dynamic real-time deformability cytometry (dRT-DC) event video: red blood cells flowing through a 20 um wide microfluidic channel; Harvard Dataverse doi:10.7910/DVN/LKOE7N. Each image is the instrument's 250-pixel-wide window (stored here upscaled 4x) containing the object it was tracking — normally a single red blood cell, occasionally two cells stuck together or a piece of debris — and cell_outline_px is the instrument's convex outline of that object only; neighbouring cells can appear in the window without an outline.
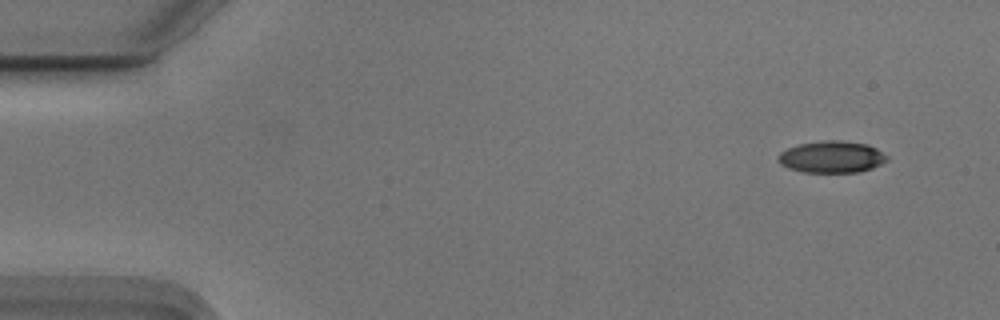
{"species": "Egyptian fruit bat (a non-hibernating species)", "species_latin": "Rousettus aegyptiacus", "temperature_condition": "cold", "stored_images_in_passage": 52, "camera_frame_rate_fps": 3000, "um_per_image_px": 0.085, "animal": {"sex": "male"}, "frame": {"image": 1, "passage_image": 1, "time_ms": 0.0, "image_size_px": [1000, 320], "cell_outline_px": [[888, 160], [872, 168], [860, 172], [800, 172], [788, 168], [780, 164], [776, 160], [776, 156], [780, 152], [788, 148], [800, 144], [824, 140], [840, 140], [868, 144], [876, 148], [888, 156]], "centroid_in_image_um": [70.67, 13.34], "position_along_channel_um": 14.3, "area_um2": 20.35}}
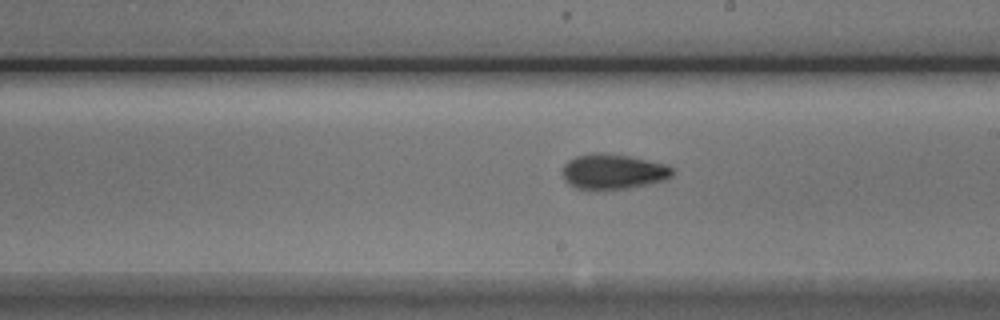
{"frame": {"image": 2, "passage_image": 28, "time_ms": 9.0, "image_size_px": [1000, 320], "cell_outline_px": [[672, 176], [664, 180], [648, 184], [628, 188], [604, 192], [576, 188], [568, 184], [564, 180], [560, 172], [564, 164], [568, 160], [576, 156], [596, 152], [600, 152], [628, 156], [664, 164], [672, 168]], "centroid_in_image_um": [52.03, 14.62], "position_along_channel_um": 237.0, "area_um2": 23.0}}
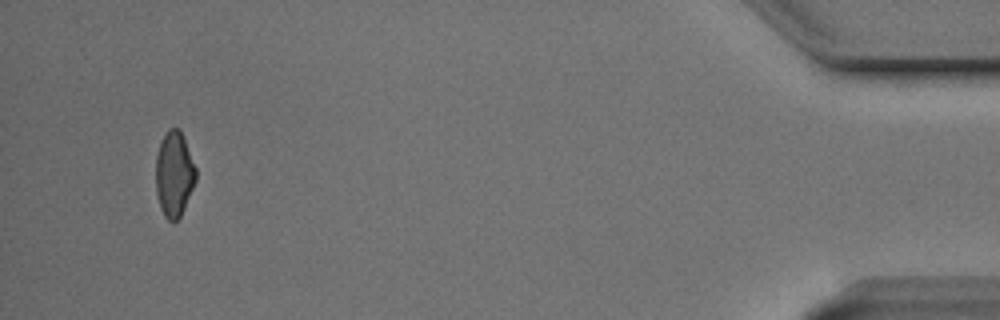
{"frame": {"image": 3, "passage_image": 49, "time_ms": 16.0, "image_size_px": [1000, 320], "cell_outline_px": [[196, 180], [184, 208], [180, 216], [172, 224], [164, 216], [160, 208], [156, 192], [156, 156], [160, 140], [168, 128], [180, 128], [196, 168]], "centroid_in_image_um": [14.79, 14.79], "position_along_channel_um": 420.4, "area_um2": 20.06}}